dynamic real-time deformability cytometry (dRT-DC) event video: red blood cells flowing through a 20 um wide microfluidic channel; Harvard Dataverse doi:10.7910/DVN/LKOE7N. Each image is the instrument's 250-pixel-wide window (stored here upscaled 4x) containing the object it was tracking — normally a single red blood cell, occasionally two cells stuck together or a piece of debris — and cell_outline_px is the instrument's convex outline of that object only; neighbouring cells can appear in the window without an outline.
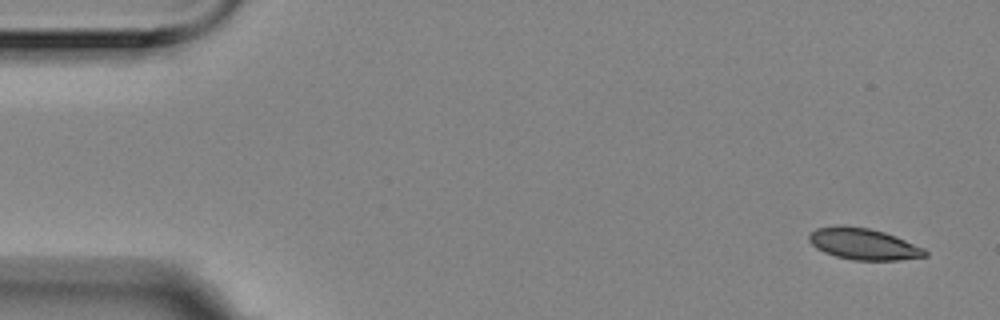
{"species": "Egyptian fruit bat (a non-hibernating species)", "species_latin": "Rousettus aegyptiacus", "temperature_condition": "room temperature", "stored_images_in_passage": 4, "camera_frame_rate_fps": 3000, "um_per_image_px": 0.085, "animal": {"sex": "female"}, "frame": {"image": 1, "passage_image": 1, "time_ms": 0.0, "image_size_px": [1000, 320], "cell_outline_px": [[928, 256], [900, 260], [852, 260], [836, 256], [824, 252], [816, 248], [808, 240], [808, 236], [816, 228], [836, 224], [844, 224], [868, 228], [884, 232], [896, 236], [924, 248], [928, 252]], "centroid_in_image_um": [73.38, 20.72], "position_along_channel_um": 11.6, "area_um2": 21.5}}
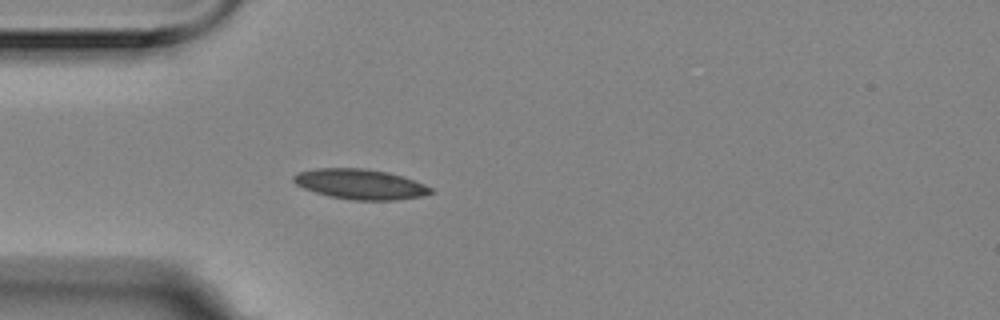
{"frame": {"image": 2, "passage_image": 4, "time_ms": 1.0, "image_size_px": [1000, 320], "cell_outline_px": [[436, 192], [424, 196], [396, 200], [352, 200], [328, 196], [304, 188], [296, 184], [292, 180], [292, 176], [300, 172], [316, 168], [364, 168], [388, 172], [424, 184], [432, 188]], "centroid_in_image_um": [30.64, 15.66], "position_along_channel_um": 54.4, "area_um2": 24.1}}